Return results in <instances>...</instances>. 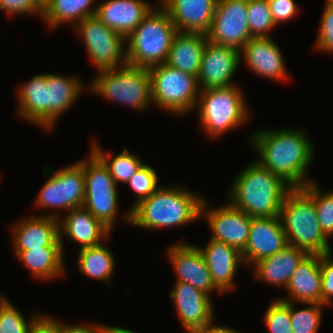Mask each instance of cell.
I'll return each mask as SVG.
<instances>
[{
    "mask_svg": "<svg viewBox=\"0 0 333 333\" xmlns=\"http://www.w3.org/2000/svg\"><path fill=\"white\" fill-rule=\"evenodd\" d=\"M243 91L237 85L200 90L197 107L203 130L213 139L246 122Z\"/></svg>",
    "mask_w": 333,
    "mask_h": 333,
    "instance_id": "obj_6",
    "label": "cell"
},
{
    "mask_svg": "<svg viewBox=\"0 0 333 333\" xmlns=\"http://www.w3.org/2000/svg\"><path fill=\"white\" fill-rule=\"evenodd\" d=\"M42 316L38 314L30 319L25 317L5 296H0V333H30L35 322Z\"/></svg>",
    "mask_w": 333,
    "mask_h": 333,
    "instance_id": "obj_35",
    "label": "cell"
},
{
    "mask_svg": "<svg viewBox=\"0 0 333 333\" xmlns=\"http://www.w3.org/2000/svg\"><path fill=\"white\" fill-rule=\"evenodd\" d=\"M170 298L182 326L189 333H197L213 323L212 299L203 291L188 283L176 282L170 292Z\"/></svg>",
    "mask_w": 333,
    "mask_h": 333,
    "instance_id": "obj_15",
    "label": "cell"
},
{
    "mask_svg": "<svg viewBox=\"0 0 333 333\" xmlns=\"http://www.w3.org/2000/svg\"><path fill=\"white\" fill-rule=\"evenodd\" d=\"M30 333H63V331L50 316L42 315L35 322Z\"/></svg>",
    "mask_w": 333,
    "mask_h": 333,
    "instance_id": "obj_44",
    "label": "cell"
},
{
    "mask_svg": "<svg viewBox=\"0 0 333 333\" xmlns=\"http://www.w3.org/2000/svg\"><path fill=\"white\" fill-rule=\"evenodd\" d=\"M158 179L159 178L155 169L144 163L143 166L127 182L130 188L135 192L137 199L126 213L127 215L123 217L126 222H130V210L140 201L148 198L161 186L158 185Z\"/></svg>",
    "mask_w": 333,
    "mask_h": 333,
    "instance_id": "obj_36",
    "label": "cell"
},
{
    "mask_svg": "<svg viewBox=\"0 0 333 333\" xmlns=\"http://www.w3.org/2000/svg\"><path fill=\"white\" fill-rule=\"evenodd\" d=\"M14 252L36 278L50 280L64 274V250L59 237L50 246Z\"/></svg>",
    "mask_w": 333,
    "mask_h": 333,
    "instance_id": "obj_28",
    "label": "cell"
},
{
    "mask_svg": "<svg viewBox=\"0 0 333 333\" xmlns=\"http://www.w3.org/2000/svg\"><path fill=\"white\" fill-rule=\"evenodd\" d=\"M207 40V35L203 33L178 32L166 64L197 77Z\"/></svg>",
    "mask_w": 333,
    "mask_h": 333,
    "instance_id": "obj_27",
    "label": "cell"
},
{
    "mask_svg": "<svg viewBox=\"0 0 333 333\" xmlns=\"http://www.w3.org/2000/svg\"><path fill=\"white\" fill-rule=\"evenodd\" d=\"M208 204L204 199L201 206V218L205 215L208 220L212 231L210 238L224 242L242 253L248 241L252 217L232 206L228 201L226 205L214 209L209 208Z\"/></svg>",
    "mask_w": 333,
    "mask_h": 333,
    "instance_id": "obj_13",
    "label": "cell"
},
{
    "mask_svg": "<svg viewBox=\"0 0 333 333\" xmlns=\"http://www.w3.org/2000/svg\"><path fill=\"white\" fill-rule=\"evenodd\" d=\"M301 189L314 201L320 228L329 238L333 235V191L321 192L314 181Z\"/></svg>",
    "mask_w": 333,
    "mask_h": 333,
    "instance_id": "obj_33",
    "label": "cell"
},
{
    "mask_svg": "<svg viewBox=\"0 0 333 333\" xmlns=\"http://www.w3.org/2000/svg\"><path fill=\"white\" fill-rule=\"evenodd\" d=\"M148 71L155 106L177 115L191 112L196 107L200 95L196 76L166 63L152 66Z\"/></svg>",
    "mask_w": 333,
    "mask_h": 333,
    "instance_id": "obj_8",
    "label": "cell"
},
{
    "mask_svg": "<svg viewBox=\"0 0 333 333\" xmlns=\"http://www.w3.org/2000/svg\"><path fill=\"white\" fill-rule=\"evenodd\" d=\"M279 217L289 245L308 254L332 253L320 228L315 203L301 188H292L286 194Z\"/></svg>",
    "mask_w": 333,
    "mask_h": 333,
    "instance_id": "obj_5",
    "label": "cell"
},
{
    "mask_svg": "<svg viewBox=\"0 0 333 333\" xmlns=\"http://www.w3.org/2000/svg\"><path fill=\"white\" fill-rule=\"evenodd\" d=\"M274 23L287 22L298 13V5L294 0H267Z\"/></svg>",
    "mask_w": 333,
    "mask_h": 333,
    "instance_id": "obj_42",
    "label": "cell"
},
{
    "mask_svg": "<svg viewBox=\"0 0 333 333\" xmlns=\"http://www.w3.org/2000/svg\"><path fill=\"white\" fill-rule=\"evenodd\" d=\"M240 51L207 40L197 76L200 90L234 85L232 76L240 65Z\"/></svg>",
    "mask_w": 333,
    "mask_h": 333,
    "instance_id": "obj_14",
    "label": "cell"
},
{
    "mask_svg": "<svg viewBox=\"0 0 333 333\" xmlns=\"http://www.w3.org/2000/svg\"><path fill=\"white\" fill-rule=\"evenodd\" d=\"M90 157L84 160L85 207L110 231L118 214L117 184L104 162L90 150Z\"/></svg>",
    "mask_w": 333,
    "mask_h": 333,
    "instance_id": "obj_9",
    "label": "cell"
},
{
    "mask_svg": "<svg viewBox=\"0 0 333 333\" xmlns=\"http://www.w3.org/2000/svg\"><path fill=\"white\" fill-rule=\"evenodd\" d=\"M247 7L248 0H217L207 39L240 51L252 38L247 23Z\"/></svg>",
    "mask_w": 333,
    "mask_h": 333,
    "instance_id": "obj_12",
    "label": "cell"
},
{
    "mask_svg": "<svg viewBox=\"0 0 333 333\" xmlns=\"http://www.w3.org/2000/svg\"><path fill=\"white\" fill-rule=\"evenodd\" d=\"M197 333H240V332L225 326H220V325L217 326L214 325L213 323L209 327L205 328L204 330L198 331Z\"/></svg>",
    "mask_w": 333,
    "mask_h": 333,
    "instance_id": "obj_45",
    "label": "cell"
},
{
    "mask_svg": "<svg viewBox=\"0 0 333 333\" xmlns=\"http://www.w3.org/2000/svg\"><path fill=\"white\" fill-rule=\"evenodd\" d=\"M332 253L320 255L322 304L332 305L333 299V258Z\"/></svg>",
    "mask_w": 333,
    "mask_h": 333,
    "instance_id": "obj_40",
    "label": "cell"
},
{
    "mask_svg": "<svg viewBox=\"0 0 333 333\" xmlns=\"http://www.w3.org/2000/svg\"><path fill=\"white\" fill-rule=\"evenodd\" d=\"M201 251L215 286L223 293L232 291L236 285L234 276L239 264H244L242 253L224 242L209 239L207 246L198 247Z\"/></svg>",
    "mask_w": 333,
    "mask_h": 333,
    "instance_id": "obj_21",
    "label": "cell"
},
{
    "mask_svg": "<svg viewBox=\"0 0 333 333\" xmlns=\"http://www.w3.org/2000/svg\"><path fill=\"white\" fill-rule=\"evenodd\" d=\"M58 220L62 249L64 236L69 241L79 243L82 249L102 244L101 240H108L111 234V231L83 206L70 210L63 219Z\"/></svg>",
    "mask_w": 333,
    "mask_h": 333,
    "instance_id": "obj_20",
    "label": "cell"
},
{
    "mask_svg": "<svg viewBox=\"0 0 333 333\" xmlns=\"http://www.w3.org/2000/svg\"><path fill=\"white\" fill-rule=\"evenodd\" d=\"M153 7L125 39L127 64L150 68L166 63L173 39L178 33L170 15L160 5ZM128 40V41H127Z\"/></svg>",
    "mask_w": 333,
    "mask_h": 333,
    "instance_id": "obj_4",
    "label": "cell"
},
{
    "mask_svg": "<svg viewBox=\"0 0 333 333\" xmlns=\"http://www.w3.org/2000/svg\"><path fill=\"white\" fill-rule=\"evenodd\" d=\"M230 189L227 201L232 206L251 217H274L292 188L254 161L236 176Z\"/></svg>",
    "mask_w": 333,
    "mask_h": 333,
    "instance_id": "obj_3",
    "label": "cell"
},
{
    "mask_svg": "<svg viewBox=\"0 0 333 333\" xmlns=\"http://www.w3.org/2000/svg\"><path fill=\"white\" fill-rule=\"evenodd\" d=\"M167 255L177 274L176 282L188 283L208 294L221 291L212 281L208 265L197 245L178 243L167 249Z\"/></svg>",
    "mask_w": 333,
    "mask_h": 333,
    "instance_id": "obj_16",
    "label": "cell"
},
{
    "mask_svg": "<svg viewBox=\"0 0 333 333\" xmlns=\"http://www.w3.org/2000/svg\"><path fill=\"white\" fill-rule=\"evenodd\" d=\"M264 324L270 333H293L290 302L274 300L265 312Z\"/></svg>",
    "mask_w": 333,
    "mask_h": 333,
    "instance_id": "obj_38",
    "label": "cell"
},
{
    "mask_svg": "<svg viewBox=\"0 0 333 333\" xmlns=\"http://www.w3.org/2000/svg\"><path fill=\"white\" fill-rule=\"evenodd\" d=\"M254 73L275 80H286L287 70L280 48L270 37L251 38L240 50Z\"/></svg>",
    "mask_w": 333,
    "mask_h": 333,
    "instance_id": "obj_19",
    "label": "cell"
},
{
    "mask_svg": "<svg viewBox=\"0 0 333 333\" xmlns=\"http://www.w3.org/2000/svg\"><path fill=\"white\" fill-rule=\"evenodd\" d=\"M247 23L252 38L269 37L275 27L267 0H248Z\"/></svg>",
    "mask_w": 333,
    "mask_h": 333,
    "instance_id": "obj_34",
    "label": "cell"
},
{
    "mask_svg": "<svg viewBox=\"0 0 333 333\" xmlns=\"http://www.w3.org/2000/svg\"><path fill=\"white\" fill-rule=\"evenodd\" d=\"M108 333H138V332H135V331H132V330H129V329H126V328H122V327H117V326H109V329H108Z\"/></svg>",
    "mask_w": 333,
    "mask_h": 333,
    "instance_id": "obj_46",
    "label": "cell"
},
{
    "mask_svg": "<svg viewBox=\"0 0 333 333\" xmlns=\"http://www.w3.org/2000/svg\"><path fill=\"white\" fill-rule=\"evenodd\" d=\"M89 89L96 95L126 104L138 111L153 104L148 68L126 64L120 68L100 71Z\"/></svg>",
    "mask_w": 333,
    "mask_h": 333,
    "instance_id": "obj_7",
    "label": "cell"
},
{
    "mask_svg": "<svg viewBox=\"0 0 333 333\" xmlns=\"http://www.w3.org/2000/svg\"><path fill=\"white\" fill-rule=\"evenodd\" d=\"M303 129H279L257 131L249 139L258 152L257 162L279 176L291 188H303L309 184L305 174L313 160L314 145Z\"/></svg>",
    "mask_w": 333,
    "mask_h": 333,
    "instance_id": "obj_1",
    "label": "cell"
},
{
    "mask_svg": "<svg viewBox=\"0 0 333 333\" xmlns=\"http://www.w3.org/2000/svg\"><path fill=\"white\" fill-rule=\"evenodd\" d=\"M309 307L295 310L290 302V318L293 333H317L320 327L323 304L308 303Z\"/></svg>",
    "mask_w": 333,
    "mask_h": 333,
    "instance_id": "obj_37",
    "label": "cell"
},
{
    "mask_svg": "<svg viewBox=\"0 0 333 333\" xmlns=\"http://www.w3.org/2000/svg\"><path fill=\"white\" fill-rule=\"evenodd\" d=\"M152 8L144 0H106L97 4L96 16L126 39Z\"/></svg>",
    "mask_w": 333,
    "mask_h": 333,
    "instance_id": "obj_22",
    "label": "cell"
},
{
    "mask_svg": "<svg viewBox=\"0 0 333 333\" xmlns=\"http://www.w3.org/2000/svg\"><path fill=\"white\" fill-rule=\"evenodd\" d=\"M325 5L315 47L316 50L333 53V3L327 0Z\"/></svg>",
    "mask_w": 333,
    "mask_h": 333,
    "instance_id": "obj_39",
    "label": "cell"
},
{
    "mask_svg": "<svg viewBox=\"0 0 333 333\" xmlns=\"http://www.w3.org/2000/svg\"><path fill=\"white\" fill-rule=\"evenodd\" d=\"M75 27V32L82 36L87 54L98 72L127 64L125 38L106 26L96 15L86 17Z\"/></svg>",
    "mask_w": 333,
    "mask_h": 333,
    "instance_id": "obj_10",
    "label": "cell"
},
{
    "mask_svg": "<svg viewBox=\"0 0 333 333\" xmlns=\"http://www.w3.org/2000/svg\"><path fill=\"white\" fill-rule=\"evenodd\" d=\"M18 111L21 118L47 128L46 74H38L18 88Z\"/></svg>",
    "mask_w": 333,
    "mask_h": 333,
    "instance_id": "obj_29",
    "label": "cell"
},
{
    "mask_svg": "<svg viewBox=\"0 0 333 333\" xmlns=\"http://www.w3.org/2000/svg\"><path fill=\"white\" fill-rule=\"evenodd\" d=\"M217 0H160L178 32L207 34Z\"/></svg>",
    "mask_w": 333,
    "mask_h": 333,
    "instance_id": "obj_18",
    "label": "cell"
},
{
    "mask_svg": "<svg viewBox=\"0 0 333 333\" xmlns=\"http://www.w3.org/2000/svg\"><path fill=\"white\" fill-rule=\"evenodd\" d=\"M0 9L11 16L26 13L43 16V2L41 0H0Z\"/></svg>",
    "mask_w": 333,
    "mask_h": 333,
    "instance_id": "obj_41",
    "label": "cell"
},
{
    "mask_svg": "<svg viewBox=\"0 0 333 333\" xmlns=\"http://www.w3.org/2000/svg\"><path fill=\"white\" fill-rule=\"evenodd\" d=\"M41 188L35 204L39 208L65 209L82 207L85 199L84 160L52 172Z\"/></svg>",
    "mask_w": 333,
    "mask_h": 333,
    "instance_id": "obj_11",
    "label": "cell"
},
{
    "mask_svg": "<svg viewBox=\"0 0 333 333\" xmlns=\"http://www.w3.org/2000/svg\"><path fill=\"white\" fill-rule=\"evenodd\" d=\"M288 245L279 216L252 217L242 258L248 265L272 256Z\"/></svg>",
    "mask_w": 333,
    "mask_h": 333,
    "instance_id": "obj_17",
    "label": "cell"
},
{
    "mask_svg": "<svg viewBox=\"0 0 333 333\" xmlns=\"http://www.w3.org/2000/svg\"><path fill=\"white\" fill-rule=\"evenodd\" d=\"M94 2L95 0H45L42 18L53 29L61 23L77 25L86 17L96 15L97 5L91 8Z\"/></svg>",
    "mask_w": 333,
    "mask_h": 333,
    "instance_id": "obj_30",
    "label": "cell"
},
{
    "mask_svg": "<svg viewBox=\"0 0 333 333\" xmlns=\"http://www.w3.org/2000/svg\"><path fill=\"white\" fill-rule=\"evenodd\" d=\"M79 77L46 74L47 85V129L52 130L60 115L66 112L83 91Z\"/></svg>",
    "mask_w": 333,
    "mask_h": 333,
    "instance_id": "obj_26",
    "label": "cell"
},
{
    "mask_svg": "<svg viewBox=\"0 0 333 333\" xmlns=\"http://www.w3.org/2000/svg\"><path fill=\"white\" fill-rule=\"evenodd\" d=\"M180 185L160 186L148 198L130 210V223L135 227L158 229L183 226L201 218L204 198Z\"/></svg>",
    "mask_w": 333,
    "mask_h": 333,
    "instance_id": "obj_2",
    "label": "cell"
},
{
    "mask_svg": "<svg viewBox=\"0 0 333 333\" xmlns=\"http://www.w3.org/2000/svg\"><path fill=\"white\" fill-rule=\"evenodd\" d=\"M77 265L79 272L83 275L108 283L114 274L115 260L110 248L102 243L98 246L80 249Z\"/></svg>",
    "mask_w": 333,
    "mask_h": 333,
    "instance_id": "obj_31",
    "label": "cell"
},
{
    "mask_svg": "<svg viewBox=\"0 0 333 333\" xmlns=\"http://www.w3.org/2000/svg\"><path fill=\"white\" fill-rule=\"evenodd\" d=\"M91 150L109 168L110 174L116 184H118L119 182H124L127 184V182L132 178V176L144 164L137 155L130 153L127 148H124V150L121 153L115 155L114 158L112 157L113 155L111 154V152L104 153L96 142L92 144Z\"/></svg>",
    "mask_w": 333,
    "mask_h": 333,
    "instance_id": "obj_32",
    "label": "cell"
},
{
    "mask_svg": "<svg viewBox=\"0 0 333 333\" xmlns=\"http://www.w3.org/2000/svg\"><path fill=\"white\" fill-rule=\"evenodd\" d=\"M59 216L53 212L12 224L14 251L50 246L59 237Z\"/></svg>",
    "mask_w": 333,
    "mask_h": 333,
    "instance_id": "obj_24",
    "label": "cell"
},
{
    "mask_svg": "<svg viewBox=\"0 0 333 333\" xmlns=\"http://www.w3.org/2000/svg\"><path fill=\"white\" fill-rule=\"evenodd\" d=\"M63 331V333H108V325L91 324L86 325H66L56 318H51Z\"/></svg>",
    "mask_w": 333,
    "mask_h": 333,
    "instance_id": "obj_43",
    "label": "cell"
},
{
    "mask_svg": "<svg viewBox=\"0 0 333 333\" xmlns=\"http://www.w3.org/2000/svg\"><path fill=\"white\" fill-rule=\"evenodd\" d=\"M308 253L293 245H287L278 253L254 263L257 280L286 288L292 273Z\"/></svg>",
    "mask_w": 333,
    "mask_h": 333,
    "instance_id": "obj_25",
    "label": "cell"
},
{
    "mask_svg": "<svg viewBox=\"0 0 333 333\" xmlns=\"http://www.w3.org/2000/svg\"><path fill=\"white\" fill-rule=\"evenodd\" d=\"M321 285L320 255L308 254L296 267L284 288L287 289L288 298L279 300L322 304Z\"/></svg>",
    "mask_w": 333,
    "mask_h": 333,
    "instance_id": "obj_23",
    "label": "cell"
}]
</instances>
